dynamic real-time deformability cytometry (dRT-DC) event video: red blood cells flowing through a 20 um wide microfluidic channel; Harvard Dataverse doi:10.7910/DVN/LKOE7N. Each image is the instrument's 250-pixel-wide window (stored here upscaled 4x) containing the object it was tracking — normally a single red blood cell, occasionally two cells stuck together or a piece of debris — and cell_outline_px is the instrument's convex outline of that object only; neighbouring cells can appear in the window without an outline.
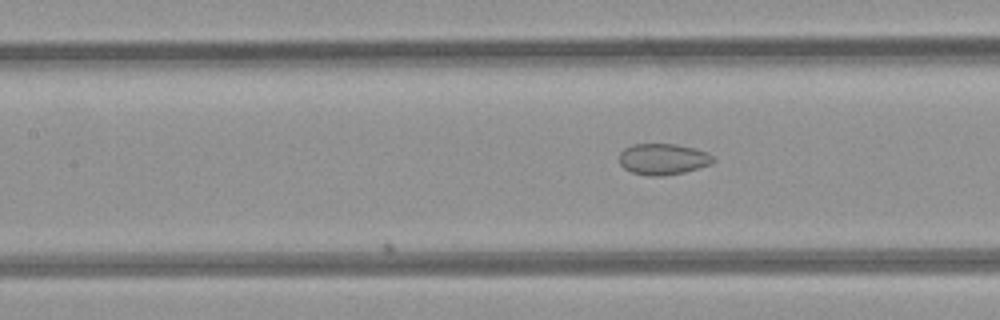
{"species": "common noctule bat (a hibernating species)", "species_latin": "Nyctalus noctula", "temperature_condition": "room temperature", "stored_images_in_passage": 12, "camera_frame_rate_fps": 3000, "um_per_image_px": 0.085, "animal": {"sex": "female", "body_mass_g": 21.9}, "frame": {"image": 1, "passage_image": 12, "time_ms": 3.667, "image_size_px": [1000, 320], "cell_outline_px": [[716, 160], [712, 164], [684, 172], [664, 176], [648, 176], [632, 172], [624, 168], [620, 164], [620, 152], [624, 148], [632, 144], [676, 144], [696, 148], [712, 156]], "centroid_in_image_um": [56.35, 13.52], "position_along_channel_um": 151.0, "area_um2": 17.11}}